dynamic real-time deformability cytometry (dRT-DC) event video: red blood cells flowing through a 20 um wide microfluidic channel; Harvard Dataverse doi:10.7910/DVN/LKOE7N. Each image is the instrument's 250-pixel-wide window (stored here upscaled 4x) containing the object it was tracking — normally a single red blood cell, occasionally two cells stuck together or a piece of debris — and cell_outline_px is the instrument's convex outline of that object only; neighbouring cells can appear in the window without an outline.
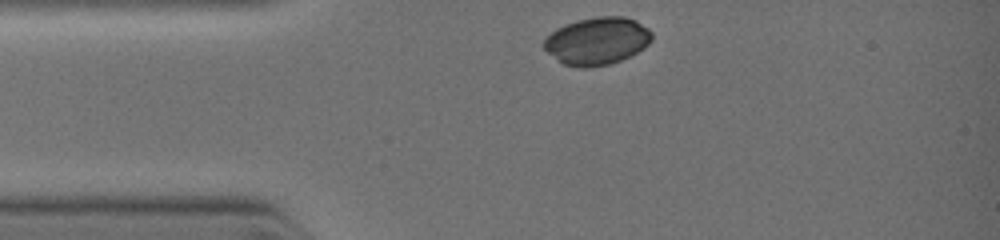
{"species": "common noctule bat (a hibernating species)", "species_latin": "Nyctalus noctula", "temperature_condition": "warm", "stored_images_in_passage": 3, "camera_frame_rate_fps": 3000, "um_per_image_px": 0.085, "animal": {"sex": "female", "body_mass_g": 19.0, "forearm_length_mm": 51.5}, "frame": {"image": 1, "passage_image": 1, "time_ms": 0.0, "image_size_px": [1000, 240], "cell_outline_px": [[652, 40], [648, 44], [636, 52], [612, 64], [588, 68], [580, 68], [564, 64], [548, 52], [544, 48], [544, 40], [556, 28], [580, 20], [596, 16], [624, 16], [636, 20], [648, 28], [652, 32]], "centroid_in_image_um": [50.78, 3.48], "position_along_channel_um": 34.2, "area_um2": 29.65}}